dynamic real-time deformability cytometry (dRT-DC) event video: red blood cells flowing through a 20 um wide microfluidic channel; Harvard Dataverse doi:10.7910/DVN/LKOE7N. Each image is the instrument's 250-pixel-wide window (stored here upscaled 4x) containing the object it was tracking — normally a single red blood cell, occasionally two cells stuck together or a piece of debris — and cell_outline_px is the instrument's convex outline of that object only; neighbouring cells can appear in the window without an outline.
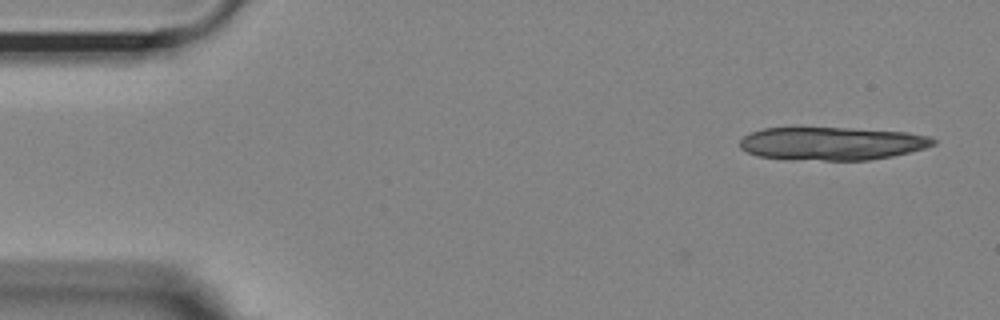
{"species": "Egyptian fruit bat (a non-hibernating species)", "species_latin": "Rousettus aegyptiacus", "temperature_condition": "room temperature", "stored_images_in_passage": 6, "camera_frame_rate_fps": 3000, "um_per_image_px": 0.085, "animal": {"sex": "female"}, "frame": {"image": 1, "passage_image": 2, "time_ms": 0.333, "image_size_px": [1000, 320], "cell_outline_px": [[936, 144], [924, 148], [892, 156], [868, 160], [824, 160], [756, 156], [740, 148], [740, 140], [744, 136], [752, 132], [764, 128], [848, 128], [908, 132], [928, 136], [936, 140]], "centroid_in_image_um": [70.74, 12.19], "position_along_channel_um": 14.3, "area_um2": 36.88}}